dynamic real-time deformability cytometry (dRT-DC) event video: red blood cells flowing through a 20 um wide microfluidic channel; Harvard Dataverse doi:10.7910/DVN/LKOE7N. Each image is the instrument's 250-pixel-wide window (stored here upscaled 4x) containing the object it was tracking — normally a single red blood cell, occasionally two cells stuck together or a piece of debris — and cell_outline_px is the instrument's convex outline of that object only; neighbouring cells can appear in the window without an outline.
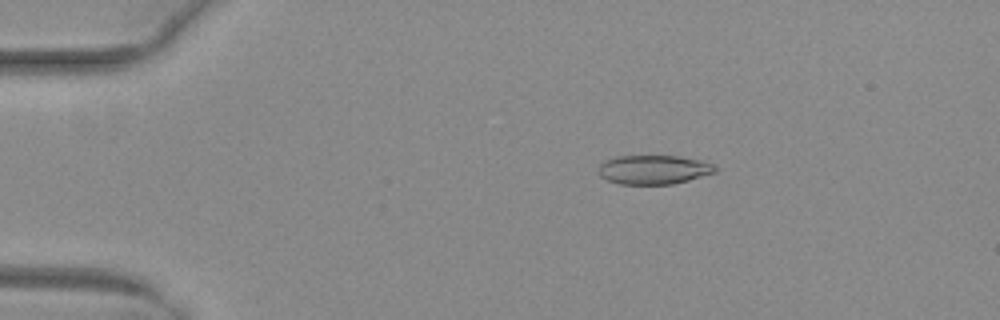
{"species": "common noctule bat (a hibernating species)", "species_latin": "Nyctalus noctula", "temperature_condition": "warm", "stored_images_in_passage": 52, "camera_frame_rate_fps": 3000, "um_per_image_px": 0.085, "animal": {"sex": "female", "body_mass_g": 29.2, "forearm_length_mm": 56.3}, "frame": {"image": 1, "passage_image": 10, "time_ms": 3.0, "image_size_px": [1000, 320], "cell_outline_px": [[720, 168], [716, 172], [688, 180], [672, 184], [620, 184], [608, 180], [600, 176], [600, 164], [604, 160], [616, 156], [680, 156], [700, 160], [712, 164]], "centroid_in_image_um": [55.58, 14.41], "position_along_channel_um": 29.4, "area_um2": 19.77}}
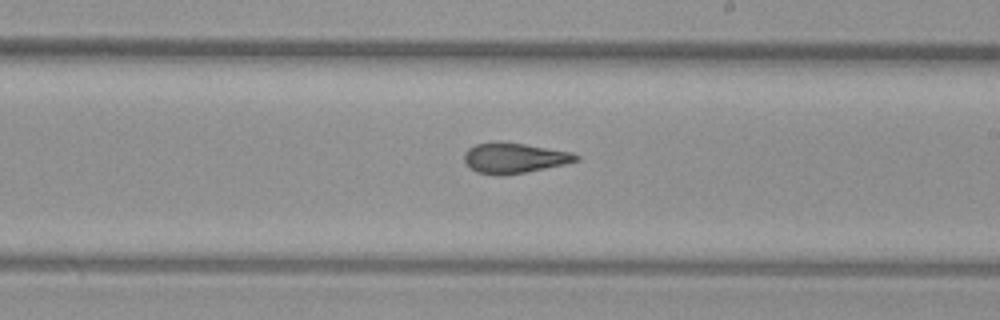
{"frame": {"image": 2, "passage_image": 31, "time_ms": 10.0, "image_size_px": [1000, 320], "cell_outline_px": [[580, 160], [564, 164], [504, 176], [500, 176], [476, 172], [468, 168], [464, 160], [464, 152], [468, 148], [476, 144], [524, 144], [572, 152], [580, 156]], "centroid_in_image_um": [43.7, 13.47], "position_along_channel_um": 245.3, "area_um2": 19.31}}
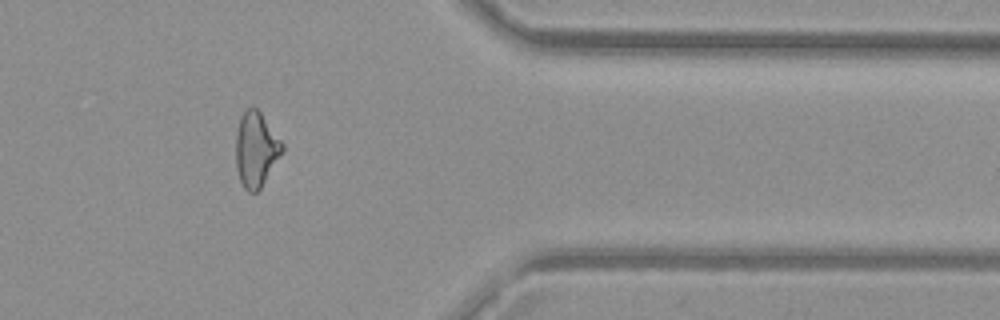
{"frame": {"image": 3, "passage_image": 43, "time_ms": 14.0, "image_size_px": [1000, 320], "cell_outline_px": [[284, 152], [260, 188], [256, 192], [248, 192], [244, 188], [240, 180], [236, 168], [236, 132], [240, 116], [248, 108], [256, 108], [260, 112], [284, 144]], "centroid_in_image_um": [21.76, 12.71], "position_along_channel_um": 389.6, "area_um2": 20.23}, "authors_computed_cell_mechanics": {"area_um2": 20.3745, "velocity_mm_per_s": 4.0433, "shape_relaxation_time_tau1_ms": null, "shape_relaxation_time_tau2_ms": 1.9452, "deformation_change_tau1": null, "deformation_change_tau2": 0.0965}}